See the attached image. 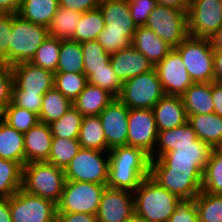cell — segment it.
I'll use <instances>...</instances> for the list:
<instances>
[{
	"instance_id": "83f0119b",
	"label": "cell",
	"mask_w": 222,
	"mask_h": 222,
	"mask_svg": "<svg viewBox=\"0 0 222 222\" xmlns=\"http://www.w3.org/2000/svg\"><path fill=\"white\" fill-rule=\"evenodd\" d=\"M0 158L25 165L24 135L0 117Z\"/></svg>"
},
{
	"instance_id": "d6a6232c",
	"label": "cell",
	"mask_w": 222,
	"mask_h": 222,
	"mask_svg": "<svg viewBox=\"0 0 222 222\" xmlns=\"http://www.w3.org/2000/svg\"><path fill=\"white\" fill-rule=\"evenodd\" d=\"M202 191L222 195V148L212 149L202 175Z\"/></svg>"
},
{
	"instance_id": "7a4b0ae2",
	"label": "cell",
	"mask_w": 222,
	"mask_h": 222,
	"mask_svg": "<svg viewBox=\"0 0 222 222\" xmlns=\"http://www.w3.org/2000/svg\"><path fill=\"white\" fill-rule=\"evenodd\" d=\"M134 214L143 222H167L182 200L150 176L133 192Z\"/></svg>"
},
{
	"instance_id": "680465c9",
	"label": "cell",
	"mask_w": 222,
	"mask_h": 222,
	"mask_svg": "<svg viewBox=\"0 0 222 222\" xmlns=\"http://www.w3.org/2000/svg\"><path fill=\"white\" fill-rule=\"evenodd\" d=\"M19 8L12 2V0H0V13L17 14Z\"/></svg>"
},
{
	"instance_id": "60d3db41",
	"label": "cell",
	"mask_w": 222,
	"mask_h": 222,
	"mask_svg": "<svg viewBox=\"0 0 222 222\" xmlns=\"http://www.w3.org/2000/svg\"><path fill=\"white\" fill-rule=\"evenodd\" d=\"M193 201L200 222H222V195L201 191Z\"/></svg>"
},
{
	"instance_id": "c3c4849f",
	"label": "cell",
	"mask_w": 222,
	"mask_h": 222,
	"mask_svg": "<svg viewBox=\"0 0 222 222\" xmlns=\"http://www.w3.org/2000/svg\"><path fill=\"white\" fill-rule=\"evenodd\" d=\"M13 14L0 13V55L9 65V43L12 35Z\"/></svg>"
},
{
	"instance_id": "d590c367",
	"label": "cell",
	"mask_w": 222,
	"mask_h": 222,
	"mask_svg": "<svg viewBox=\"0 0 222 222\" xmlns=\"http://www.w3.org/2000/svg\"><path fill=\"white\" fill-rule=\"evenodd\" d=\"M105 28V21L100 9L87 11L81 14L80 21L72 40L82 43L96 40Z\"/></svg>"
},
{
	"instance_id": "9c48e42d",
	"label": "cell",
	"mask_w": 222,
	"mask_h": 222,
	"mask_svg": "<svg viewBox=\"0 0 222 222\" xmlns=\"http://www.w3.org/2000/svg\"><path fill=\"white\" fill-rule=\"evenodd\" d=\"M109 153L81 148L64 169L65 181H80L106 185Z\"/></svg>"
},
{
	"instance_id": "277c9868",
	"label": "cell",
	"mask_w": 222,
	"mask_h": 222,
	"mask_svg": "<svg viewBox=\"0 0 222 222\" xmlns=\"http://www.w3.org/2000/svg\"><path fill=\"white\" fill-rule=\"evenodd\" d=\"M65 183L64 169L43 162H30L23 166L22 189L30 194L60 201Z\"/></svg>"
},
{
	"instance_id": "94428289",
	"label": "cell",
	"mask_w": 222,
	"mask_h": 222,
	"mask_svg": "<svg viewBox=\"0 0 222 222\" xmlns=\"http://www.w3.org/2000/svg\"><path fill=\"white\" fill-rule=\"evenodd\" d=\"M123 222H143L137 215H132L130 218L124 220Z\"/></svg>"
},
{
	"instance_id": "816d5d0a",
	"label": "cell",
	"mask_w": 222,
	"mask_h": 222,
	"mask_svg": "<svg viewBox=\"0 0 222 222\" xmlns=\"http://www.w3.org/2000/svg\"><path fill=\"white\" fill-rule=\"evenodd\" d=\"M101 0H59V6L84 13L99 9Z\"/></svg>"
},
{
	"instance_id": "9f6ffc18",
	"label": "cell",
	"mask_w": 222,
	"mask_h": 222,
	"mask_svg": "<svg viewBox=\"0 0 222 222\" xmlns=\"http://www.w3.org/2000/svg\"><path fill=\"white\" fill-rule=\"evenodd\" d=\"M214 76L216 82L222 83V50H214Z\"/></svg>"
},
{
	"instance_id": "7402d4cb",
	"label": "cell",
	"mask_w": 222,
	"mask_h": 222,
	"mask_svg": "<svg viewBox=\"0 0 222 222\" xmlns=\"http://www.w3.org/2000/svg\"><path fill=\"white\" fill-rule=\"evenodd\" d=\"M131 45L154 66L173 49L146 26L136 28Z\"/></svg>"
},
{
	"instance_id": "836d02e7",
	"label": "cell",
	"mask_w": 222,
	"mask_h": 222,
	"mask_svg": "<svg viewBox=\"0 0 222 222\" xmlns=\"http://www.w3.org/2000/svg\"><path fill=\"white\" fill-rule=\"evenodd\" d=\"M56 72L84 73L81 44L72 39L62 40Z\"/></svg>"
},
{
	"instance_id": "5bb4252c",
	"label": "cell",
	"mask_w": 222,
	"mask_h": 222,
	"mask_svg": "<svg viewBox=\"0 0 222 222\" xmlns=\"http://www.w3.org/2000/svg\"><path fill=\"white\" fill-rule=\"evenodd\" d=\"M154 68L165 95L182 96L194 83L180 54L174 48Z\"/></svg>"
},
{
	"instance_id": "7bdbcfd3",
	"label": "cell",
	"mask_w": 222,
	"mask_h": 222,
	"mask_svg": "<svg viewBox=\"0 0 222 222\" xmlns=\"http://www.w3.org/2000/svg\"><path fill=\"white\" fill-rule=\"evenodd\" d=\"M80 44L85 75L93 73V70L104 69L110 63V54L102 48L97 40L85 41Z\"/></svg>"
},
{
	"instance_id": "f1b7e54d",
	"label": "cell",
	"mask_w": 222,
	"mask_h": 222,
	"mask_svg": "<svg viewBox=\"0 0 222 222\" xmlns=\"http://www.w3.org/2000/svg\"><path fill=\"white\" fill-rule=\"evenodd\" d=\"M58 7L59 0H25L17 15L34 24L48 27Z\"/></svg>"
},
{
	"instance_id": "5b68a950",
	"label": "cell",
	"mask_w": 222,
	"mask_h": 222,
	"mask_svg": "<svg viewBox=\"0 0 222 222\" xmlns=\"http://www.w3.org/2000/svg\"><path fill=\"white\" fill-rule=\"evenodd\" d=\"M194 83L214 82V50L209 38L187 36L174 48Z\"/></svg>"
},
{
	"instance_id": "1f68e13d",
	"label": "cell",
	"mask_w": 222,
	"mask_h": 222,
	"mask_svg": "<svg viewBox=\"0 0 222 222\" xmlns=\"http://www.w3.org/2000/svg\"><path fill=\"white\" fill-rule=\"evenodd\" d=\"M72 107L73 102L53 87L43 95L39 121L50 124L61 118Z\"/></svg>"
},
{
	"instance_id": "f907efd6",
	"label": "cell",
	"mask_w": 222,
	"mask_h": 222,
	"mask_svg": "<svg viewBox=\"0 0 222 222\" xmlns=\"http://www.w3.org/2000/svg\"><path fill=\"white\" fill-rule=\"evenodd\" d=\"M167 222H200L194 201H182Z\"/></svg>"
},
{
	"instance_id": "9a60e30c",
	"label": "cell",
	"mask_w": 222,
	"mask_h": 222,
	"mask_svg": "<svg viewBox=\"0 0 222 222\" xmlns=\"http://www.w3.org/2000/svg\"><path fill=\"white\" fill-rule=\"evenodd\" d=\"M14 78L12 93L45 94L54 87V73L33 65L21 62L11 66Z\"/></svg>"
},
{
	"instance_id": "4316f807",
	"label": "cell",
	"mask_w": 222,
	"mask_h": 222,
	"mask_svg": "<svg viewBox=\"0 0 222 222\" xmlns=\"http://www.w3.org/2000/svg\"><path fill=\"white\" fill-rule=\"evenodd\" d=\"M212 82L193 83L181 96L187 117L196 114L214 112V102L211 95Z\"/></svg>"
},
{
	"instance_id": "bcb514c9",
	"label": "cell",
	"mask_w": 222,
	"mask_h": 222,
	"mask_svg": "<svg viewBox=\"0 0 222 222\" xmlns=\"http://www.w3.org/2000/svg\"><path fill=\"white\" fill-rule=\"evenodd\" d=\"M130 14L137 27L145 26L150 13L158 5L157 0H128Z\"/></svg>"
},
{
	"instance_id": "7c38bea8",
	"label": "cell",
	"mask_w": 222,
	"mask_h": 222,
	"mask_svg": "<svg viewBox=\"0 0 222 222\" xmlns=\"http://www.w3.org/2000/svg\"><path fill=\"white\" fill-rule=\"evenodd\" d=\"M187 21L189 36L210 39L222 26V1L190 0Z\"/></svg>"
},
{
	"instance_id": "30bf717a",
	"label": "cell",
	"mask_w": 222,
	"mask_h": 222,
	"mask_svg": "<svg viewBox=\"0 0 222 222\" xmlns=\"http://www.w3.org/2000/svg\"><path fill=\"white\" fill-rule=\"evenodd\" d=\"M170 47H178L188 34L187 12L157 5L145 24Z\"/></svg>"
},
{
	"instance_id": "d4e9b609",
	"label": "cell",
	"mask_w": 222,
	"mask_h": 222,
	"mask_svg": "<svg viewBox=\"0 0 222 222\" xmlns=\"http://www.w3.org/2000/svg\"><path fill=\"white\" fill-rule=\"evenodd\" d=\"M187 122L197 138L212 149L222 148V118L216 113L189 115Z\"/></svg>"
},
{
	"instance_id": "6da1fadb",
	"label": "cell",
	"mask_w": 222,
	"mask_h": 222,
	"mask_svg": "<svg viewBox=\"0 0 222 222\" xmlns=\"http://www.w3.org/2000/svg\"><path fill=\"white\" fill-rule=\"evenodd\" d=\"M108 153V188L133 193L150 176V156L142 149L123 145L110 149Z\"/></svg>"
},
{
	"instance_id": "ffe728a7",
	"label": "cell",
	"mask_w": 222,
	"mask_h": 222,
	"mask_svg": "<svg viewBox=\"0 0 222 222\" xmlns=\"http://www.w3.org/2000/svg\"><path fill=\"white\" fill-rule=\"evenodd\" d=\"M152 110L158 132L179 127L188 120L181 96L164 95Z\"/></svg>"
},
{
	"instance_id": "52a82bcc",
	"label": "cell",
	"mask_w": 222,
	"mask_h": 222,
	"mask_svg": "<svg viewBox=\"0 0 222 222\" xmlns=\"http://www.w3.org/2000/svg\"><path fill=\"white\" fill-rule=\"evenodd\" d=\"M165 95L156 69L125 80L117 97L129 109H152Z\"/></svg>"
},
{
	"instance_id": "484cf974",
	"label": "cell",
	"mask_w": 222,
	"mask_h": 222,
	"mask_svg": "<svg viewBox=\"0 0 222 222\" xmlns=\"http://www.w3.org/2000/svg\"><path fill=\"white\" fill-rule=\"evenodd\" d=\"M114 99L107 90L88 83L73 101V106L83 116L99 115Z\"/></svg>"
},
{
	"instance_id": "cb8c5ba5",
	"label": "cell",
	"mask_w": 222,
	"mask_h": 222,
	"mask_svg": "<svg viewBox=\"0 0 222 222\" xmlns=\"http://www.w3.org/2000/svg\"><path fill=\"white\" fill-rule=\"evenodd\" d=\"M197 139L196 132L188 122L173 129L159 131L154 152L150 159H157L164 153L174 151L177 146L194 145Z\"/></svg>"
},
{
	"instance_id": "6f0895ef",
	"label": "cell",
	"mask_w": 222,
	"mask_h": 222,
	"mask_svg": "<svg viewBox=\"0 0 222 222\" xmlns=\"http://www.w3.org/2000/svg\"><path fill=\"white\" fill-rule=\"evenodd\" d=\"M190 0H157L159 5L177 8L188 12Z\"/></svg>"
},
{
	"instance_id": "b9f144b4",
	"label": "cell",
	"mask_w": 222,
	"mask_h": 222,
	"mask_svg": "<svg viewBox=\"0 0 222 222\" xmlns=\"http://www.w3.org/2000/svg\"><path fill=\"white\" fill-rule=\"evenodd\" d=\"M0 117L16 131L23 134L40 122L37 114L12 103L0 113Z\"/></svg>"
},
{
	"instance_id": "8d00e7d4",
	"label": "cell",
	"mask_w": 222,
	"mask_h": 222,
	"mask_svg": "<svg viewBox=\"0 0 222 222\" xmlns=\"http://www.w3.org/2000/svg\"><path fill=\"white\" fill-rule=\"evenodd\" d=\"M83 115L73 106L61 118L49 124L53 138L78 139Z\"/></svg>"
},
{
	"instance_id": "ee69618b",
	"label": "cell",
	"mask_w": 222,
	"mask_h": 222,
	"mask_svg": "<svg viewBox=\"0 0 222 222\" xmlns=\"http://www.w3.org/2000/svg\"><path fill=\"white\" fill-rule=\"evenodd\" d=\"M88 83L107 90L115 98L120 95L123 82L113 71L110 63L104 69L93 70L87 75Z\"/></svg>"
},
{
	"instance_id": "8992f818",
	"label": "cell",
	"mask_w": 222,
	"mask_h": 222,
	"mask_svg": "<svg viewBox=\"0 0 222 222\" xmlns=\"http://www.w3.org/2000/svg\"><path fill=\"white\" fill-rule=\"evenodd\" d=\"M48 37V27L34 24L13 14L12 35L9 43V66L29 62Z\"/></svg>"
},
{
	"instance_id": "f6af8a7d",
	"label": "cell",
	"mask_w": 222,
	"mask_h": 222,
	"mask_svg": "<svg viewBox=\"0 0 222 222\" xmlns=\"http://www.w3.org/2000/svg\"><path fill=\"white\" fill-rule=\"evenodd\" d=\"M136 31L104 30L98 35L97 41L110 55L131 45Z\"/></svg>"
},
{
	"instance_id": "8fae6325",
	"label": "cell",
	"mask_w": 222,
	"mask_h": 222,
	"mask_svg": "<svg viewBox=\"0 0 222 222\" xmlns=\"http://www.w3.org/2000/svg\"><path fill=\"white\" fill-rule=\"evenodd\" d=\"M10 213L12 222H56L57 206L21 188L10 197Z\"/></svg>"
},
{
	"instance_id": "f546056e",
	"label": "cell",
	"mask_w": 222,
	"mask_h": 222,
	"mask_svg": "<svg viewBox=\"0 0 222 222\" xmlns=\"http://www.w3.org/2000/svg\"><path fill=\"white\" fill-rule=\"evenodd\" d=\"M78 141L81 148L108 152L104 129L98 115L83 116Z\"/></svg>"
},
{
	"instance_id": "d6986e66",
	"label": "cell",
	"mask_w": 222,
	"mask_h": 222,
	"mask_svg": "<svg viewBox=\"0 0 222 222\" xmlns=\"http://www.w3.org/2000/svg\"><path fill=\"white\" fill-rule=\"evenodd\" d=\"M110 65L122 82L154 69V65L132 45L111 54Z\"/></svg>"
},
{
	"instance_id": "4fadbf2b",
	"label": "cell",
	"mask_w": 222,
	"mask_h": 222,
	"mask_svg": "<svg viewBox=\"0 0 222 222\" xmlns=\"http://www.w3.org/2000/svg\"><path fill=\"white\" fill-rule=\"evenodd\" d=\"M157 135L152 109H129L127 145L140 148L151 156L157 142Z\"/></svg>"
},
{
	"instance_id": "ab89813d",
	"label": "cell",
	"mask_w": 222,
	"mask_h": 222,
	"mask_svg": "<svg viewBox=\"0 0 222 222\" xmlns=\"http://www.w3.org/2000/svg\"><path fill=\"white\" fill-rule=\"evenodd\" d=\"M61 42V39L49 36L37 49L33 58L29 62L35 66L55 73L59 61Z\"/></svg>"
},
{
	"instance_id": "e575fe53",
	"label": "cell",
	"mask_w": 222,
	"mask_h": 222,
	"mask_svg": "<svg viewBox=\"0 0 222 222\" xmlns=\"http://www.w3.org/2000/svg\"><path fill=\"white\" fill-rule=\"evenodd\" d=\"M23 167L0 158V198H9L22 188Z\"/></svg>"
},
{
	"instance_id": "6125c7cd",
	"label": "cell",
	"mask_w": 222,
	"mask_h": 222,
	"mask_svg": "<svg viewBox=\"0 0 222 222\" xmlns=\"http://www.w3.org/2000/svg\"><path fill=\"white\" fill-rule=\"evenodd\" d=\"M25 0H12V2L18 7L20 8V6L23 4Z\"/></svg>"
},
{
	"instance_id": "ac0fdd59",
	"label": "cell",
	"mask_w": 222,
	"mask_h": 222,
	"mask_svg": "<svg viewBox=\"0 0 222 222\" xmlns=\"http://www.w3.org/2000/svg\"><path fill=\"white\" fill-rule=\"evenodd\" d=\"M202 175L180 172H150V177L182 201H192L202 191Z\"/></svg>"
},
{
	"instance_id": "44dd1931",
	"label": "cell",
	"mask_w": 222,
	"mask_h": 222,
	"mask_svg": "<svg viewBox=\"0 0 222 222\" xmlns=\"http://www.w3.org/2000/svg\"><path fill=\"white\" fill-rule=\"evenodd\" d=\"M23 135L25 164L47 161L53 139L49 124L38 122Z\"/></svg>"
},
{
	"instance_id": "3957f363",
	"label": "cell",
	"mask_w": 222,
	"mask_h": 222,
	"mask_svg": "<svg viewBox=\"0 0 222 222\" xmlns=\"http://www.w3.org/2000/svg\"><path fill=\"white\" fill-rule=\"evenodd\" d=\"M212 148L200 139L194 145L177 146L157 159H150V172L203 174Z\"/></svg>"
},
{
	"instance_id": "2e32d148",
	"label": "cell",
	"mask_w": 222,
	"mask_h": 222,
	"mask_svg": "<svg viewBox=\"0 0 222 222\" xmlns=\"http://www.w3.org/2000/svg\"><path fill=\"white\" fill-rule=\"evenodd\" d=\"M128 112L127 108L118 98L111 101L98 115L109 149L127 145L128 135Z\"/></svg>"
},
{
	"instance_id": "91938a15",
	"label": "cell",
	"mask_w": 222,
	"mask_h": 222,
	"mask_svg": "<svg viewBox=\"0 0 222 222\" xmlns=\"http://www.w3.org/2000/svg\"><path fill=\"white\" fill-rule=\"evenodd\" d=\"M213 50H222V26L210 38Z\"/></svg>"
},
{
	"instance_id": "be15d7a7",
	"label": "cell",
	"mask_w": 222,
	"mask_h": 222,
	"mask_svg": "<svg viewBox=\"0 0 222 222\" xmlns=\"http://www.w3.org/2000/svg\"><path fill=\"white\" fill-rule=\"evenodd\" d=\"M2 64H6V62H5L4 58L0 55V65H2Z\"/></svg>"
},
{
	"instance_id": "ba28073f",
	"label": "cell",
	"mask_w": 222,
	"mask_h": 222,
	"mask_svg": "<svg viewBox=\"0 0 222 222\" xmlns=\"http://www.w3.org/2000/svg\"><path fill=\"white\" fill-rule=\"evenodd\" d=\"M107 186L97 183L65 181L57 213H87L96 215Z\"/></svg>"
},
{
	"instance_id": "681fc988",
	"label": "cell",
	"mask_w": 222,
	"mask_h": 222,
	"mask_svg": "<svg viewBox=\"0 0 222 222\" xmlns=\"http://www.w3.org/2000/svg\"><path fill=\"white\" fill-rule=\"evenodd\" d=\"M44 94L12 93L11 103L39 116Z\"/></svg>"
},
{
	"instance_id": "4dcf8cb0",
	"label": "cell",
	"mask_w": 222,
	"mask_h": 222,
	"mask_svg": "<svg viewBox=\"0 0 222 222\" xmlns=\"http://www.w3.org/2000/svg\"><path fill=\"white\" fill-rule=\"evenodd\" d=\"M81 14L78 11L59 6L48 26L49 36L61 40L73 39Z\"/></svg>"
},
{
	"instance_id": "f35d334b",
	"label": "cell",
	"mask_w": 222,
	"mask_h": 222,
	"mask_svg": "<svg viewBox=\"0 0 222 222\" xmlns=\"http://www.w3.org/2000/svg\"><path fill=\"white\" fill-rule=\"evenodd\" d=\"M87 84L88 79L84 73H54V88L72 102L84 90Z\"/></svg>"
},
{
	"instance_id": "603a6c76",
	"label": "cell",
	"mask_w": 222,
	"mask_h": 222,
	"mask_svg": "<svg viewBox=\"0 0 222 222\" xmlns=\"http://www.w3.org/2000/svg\"><path fill=\"white\" fill-rule=\"evenodd\" d=\"M99 9L105 21L104 30L136 31L128 0H101Z\"/></svg>"
},
{
	"instance_id": "74e56055",
	"label": "cell",
	"mask_w": 222,
	"mask_h": 222,
	"mask_svg": "<svg viewBox=\"0 0 222 222\" xmlns=\"http://www.w3.org/2000/svg\"><path fill=\"white\" fill-rule=\"evenodd\" d=\"M80 149L78 139L53 138L46 162L65 169Z\"/></svg>"
},
{
	"instance_id": "db71d44e",
	"label": "cell",
	"mask_w": 222,
	"mask_h": 222,
	"mask_svg": "<svg viewBox=\"0 0 222 222\" xmlns=\"http://www.w3.org/2000/svg\"><path fill=\"white\" fill-rule=\"evenodd\" d=\"M212 100L214 102V113L222 118V83L212 82L211 90Z\"/></svg>"
},
{
	"instance_id": "e0dca14e",
	"label": "cell",
	"mask_w": 222,
	"mask_h": 222,
	"mask_svg": "<svg viewBox=\"0 0 222 222\" xmlns=\"http://www.w3.org/2000/svg\"><path fill=\"white\" fill-rule=\"evenodd\" d=\"M134 215L133 193L106 187L96 214L98 222H123Z\"/></svg>"
},
{
	"instance_id": "f5cc1de1",
	"label": "cell",
	"mask_w": 222,
	"mask_h": 222,
	"mask_svg": "<svg viewBox=\"0 0 222 222\" xmlns=\"http://www.w3.org/2000/svg\"><path fill=\"white\" fill-rule=\"evenodd\" d=\"M56 222H98L96 215L87 213H56Z\"/></svg>"
},
{
	"instance_id": "11a10c76",
	"label": "cell",
	"mask_w": 222,
	"mask_h": 222,
	"mask_svg": "<svg viewBox=\"0 0 222 222\" xmlns=\"http://www.w3.org/2000/svg\"><path fill=\"white\" fill-rule=\"evenodd\" d=\"M0 222H12L10 213V197L0 198Z\"/></svg>"
},
{
	"instance_id": "7dc6e473",
	"label": "cell",
	"mask_w": 222,
	"mask_h": 222,
	"mask_svg": "<svg viewBox=\"0 0 222 222\" xmlns=\"http://www.w3.org/2000/svg\"><path fill=\"white\" fill-rule=\"evenodd\" d=\"M14 78L11 66L0 65V113L11 103Z\"/></svg>"
}]
</instances>
